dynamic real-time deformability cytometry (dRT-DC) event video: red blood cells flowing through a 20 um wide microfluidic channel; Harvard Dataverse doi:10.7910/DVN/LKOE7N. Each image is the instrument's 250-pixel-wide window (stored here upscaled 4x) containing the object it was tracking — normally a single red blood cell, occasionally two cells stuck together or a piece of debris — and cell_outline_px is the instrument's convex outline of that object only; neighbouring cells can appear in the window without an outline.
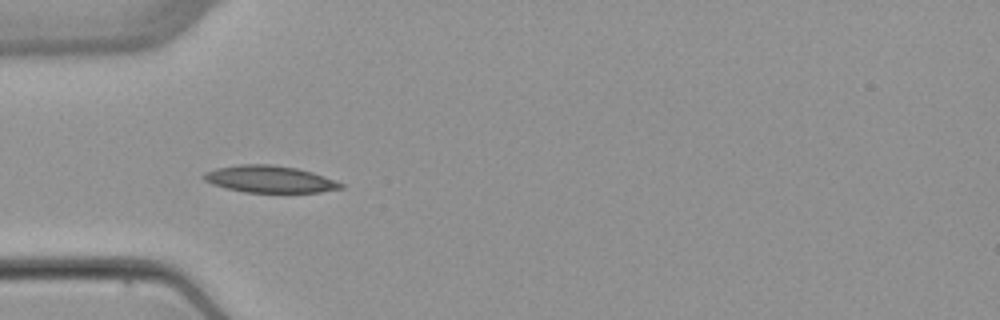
{"species": "common noctule bat (a hibernating species)", "species_latin": "Nyctalus noctula", "temperature_condition": "warm", "stored_images_in_passage": 6, "camera_frame_rate_fps": 3000, "um_per_image_px": 0.085, "animal": {"sex": "female", "body_mass_g": 22.7, "forearm_length_mm": 54.2}, "frame": {"image": 1, "passage_image": 4, "time_ms": 3.667, "image_size_px": [1000, 320], "cell_outline_px": [[344, 188], [320, 192], [244, 192], [212, 184], [204, 180], [200, 176], [204, 172], [216, 168], [240, 164], [268, 164], [296, 168], [312, 172], [344, 184]], "centroid_in_image_um": [22.89, 15.22], "position_along_channel_um": 62.1, "area_um2": 21.39}}
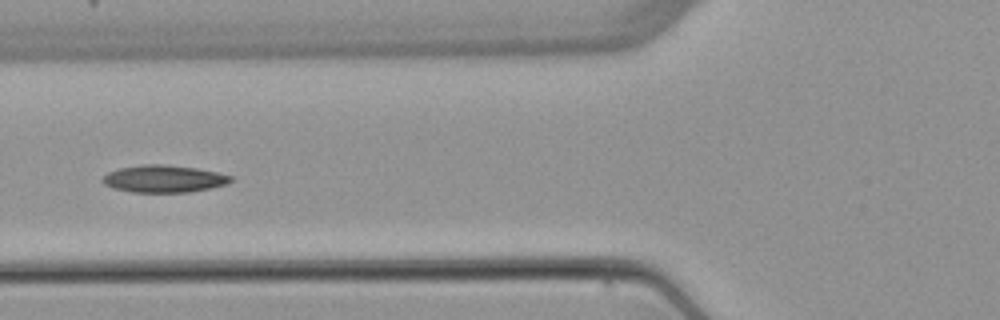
{"frame": {"image": 2, "passage_image": 5, "time_ms": 5.0, "image_size_px": [1000, 320], "cell_outline_px": [[232, 180], [228, 184], [212, 188], [188, 192], [132, 192], [112, 188], [104, 184], [100, 180], [108, 172], [120, 168], [140, 164], [164, 164], [196, 168], [216, 172], [232, 176]], "centroid_in_image_um": [13.91, 15.2], "position_along_channel_um": 111.9, "area_um2": 20.46}}
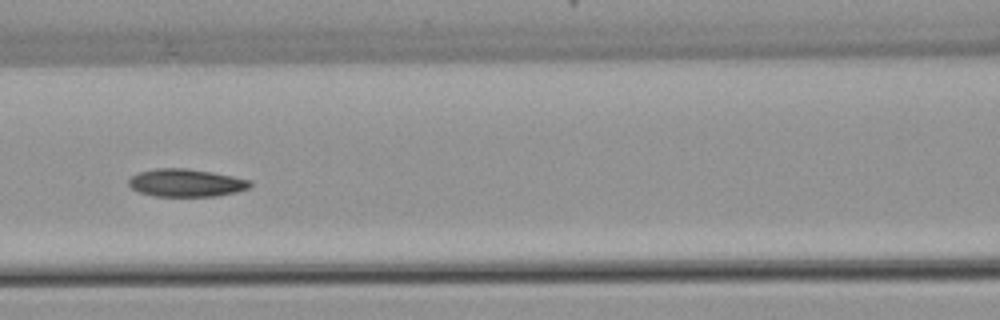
{"frame": {"image": 3, "passage_image": 6, "time_ms": 6.0, "image_size_px": [1000, 320], "cell_outline_px": [[252, 184], [248, 188], [236, 192], [216, 196], [152, 196], [140, 192], [132, 188], [128, 184], [128, 180], [132, 176], [140, 172], [156, 168], [188, 168], [212, 172], [252, 180]], "centroid_in_image_um": [15.83, 15.54], "position_along_channel_um": 150.8, "area_um2": 19.65}}